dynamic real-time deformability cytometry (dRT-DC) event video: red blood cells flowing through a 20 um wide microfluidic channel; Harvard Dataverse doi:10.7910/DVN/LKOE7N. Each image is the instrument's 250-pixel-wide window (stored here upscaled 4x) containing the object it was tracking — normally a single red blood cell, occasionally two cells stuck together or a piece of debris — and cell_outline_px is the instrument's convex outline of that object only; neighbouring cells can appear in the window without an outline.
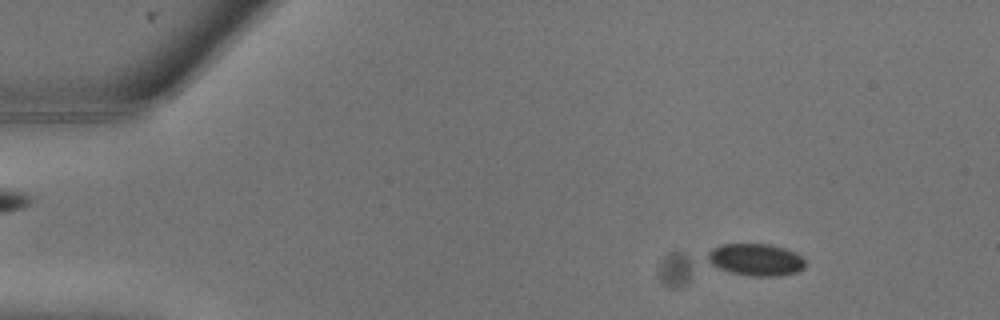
{"species": "common noctule bat (a hibernating species)", "species_latin": "Nyctalus noctula", "temperature_condition": "warm", "stored_images_in_passage": 8, "camera_frame_rate_fps": 3000, "um_per_image_px": 0.085, "animal": {"sex": "male", "body_mass_g": 13.3}, "frame": {"image": 1, "passage_image": 2, "time_ms": 0.333, "image_size_px": [1000, 320], "cell_outline_px": [[804, 268], [796, 272], [776, 276], [752, 276], [732, 272], [720, 268], [712, 264], [708, 260], [708, 252], [712, 248], [720, 244], [768, 244], [784, 248], [800, 256], [804, 260]], "centroid_in_image_um": [64.22, 22.06], "position_along_channel_um": 20.8, "area_um2": 17.92}}
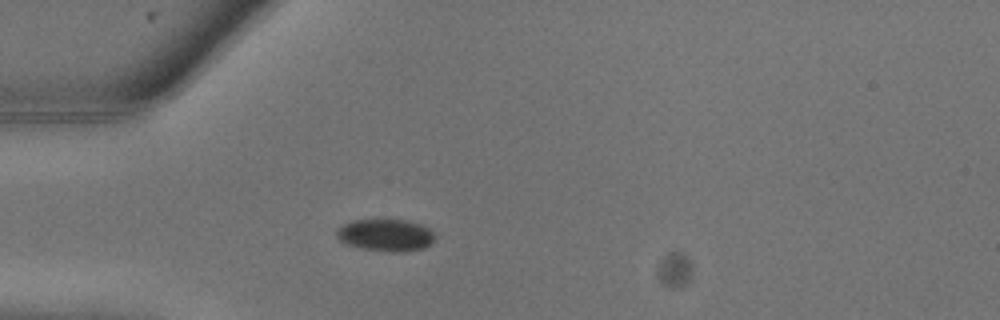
{"frame": {"image": 2, "passage_image": 6, "time_ms": 1.667, "image_size_px": [1000, 320], "cell_outline_px": [[436, 236], [432, 244], [424, 248], [396, 252], [392, 252], [364, 248], [348, 244], [340, 240], [336, 236], [336, 232], [344, 224], [352, 220], [380, 216], [384, 216], [408, 220], [420, 224], [436, 232]], "centroid_in_image_um": [32.83, 19.91], "position_along_channel_um": 52.2, "area_um2": 19.13}}